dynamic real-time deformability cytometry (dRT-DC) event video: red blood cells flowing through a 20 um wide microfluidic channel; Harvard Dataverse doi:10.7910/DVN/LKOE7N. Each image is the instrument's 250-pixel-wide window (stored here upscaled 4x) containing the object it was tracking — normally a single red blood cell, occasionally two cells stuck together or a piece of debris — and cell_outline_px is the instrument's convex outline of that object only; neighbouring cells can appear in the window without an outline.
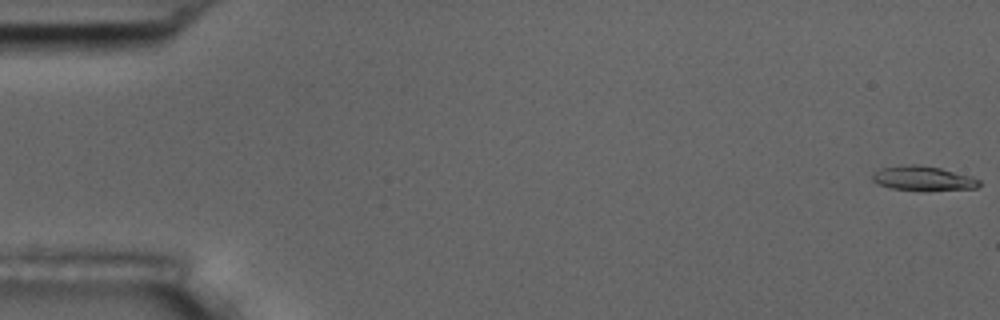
{"species": "common noctule bat (a hibernating species)", "species_latin": "Nyctalus noctula", "temperature_condition": "room temperature", "stored_images_in_passage": 7, "camera_frame_rate_fps": 3000, "um_per_image_px": 0.085, "animal": {"sex": "male", "body_mass_g": 17.5, "forearm_length_mm": 52.3}, "frame": {"image": 1, "passage_image": 1, "time_ms": 0.0, "image_size_px": [1000, 320], "cell_outline_px": [[980, 184], [976, 188], [888, 188], [876, 184], [872, 180], [872, 172], [880, 168], [912, 164], [916, 164], [940, 168], [972, 176], [980, 180]], "centroid_in_image_um": [78.39, 15.11], "position_along_channel_um": 6.6, "area_um2": 14.51}}